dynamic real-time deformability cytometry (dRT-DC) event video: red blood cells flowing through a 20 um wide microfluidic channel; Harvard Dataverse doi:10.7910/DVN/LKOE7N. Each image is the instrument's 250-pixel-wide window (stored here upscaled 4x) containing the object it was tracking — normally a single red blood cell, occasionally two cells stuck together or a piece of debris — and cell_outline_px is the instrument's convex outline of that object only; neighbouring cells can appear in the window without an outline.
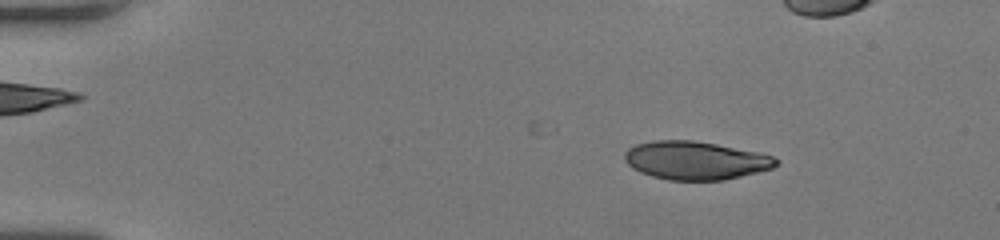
{"species": "human", "species_latin": "Homo sapiens", "temperature_condition": "room temperature", "stored_images_in_passage": 32, "camera_frame_rate_fps": 3000, "um_per_image_px": 0.085, "donor": {"sex": "female"}, "frame": {"image": 1, "passage_image": 7, "time_ms": 2.0, "image_size_px": [1000, 240], "cell_outline_px": [[780, 164], [772, 168], [724, 180], [668, 180], [652, 176], [640, 172], [632, 168], [624, 160], [624, 152], [628, 148], [636, 144], [656, 140], [692, 140], [716, 144], [760, 152], [772, 156], [780, 160]], "centroid_in_image_um": [59.12, 13.63], "position_along_channel_um": 25.9, "area_um2": 33.87}}
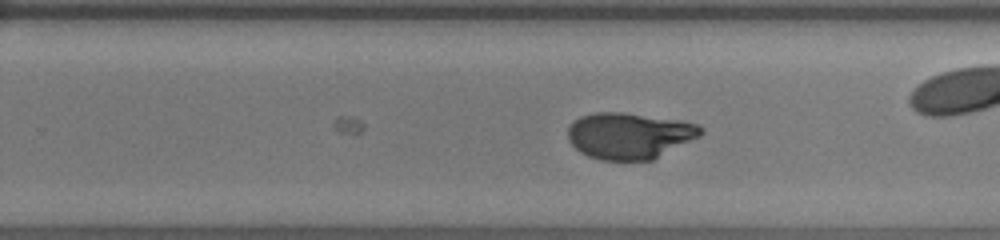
{"frame": {"image": 2, "passage_image": 32, "time_ms": 10.333, "image_size_px": [1000, 240], "cell_outline_px": [[704, 132], [700, 136], [652, 160], [600, 160], [588, 156], [580, 152], [568, 140], [568, 124], [572, 120], [580, 116], [592, 112], [620, 112], [680, 120], [700, 124], [704, 128]], "centroid_in_image_um": [53.48, 11.52], "position_along_channel_um": 276.3, "area_um2": 36.13}}